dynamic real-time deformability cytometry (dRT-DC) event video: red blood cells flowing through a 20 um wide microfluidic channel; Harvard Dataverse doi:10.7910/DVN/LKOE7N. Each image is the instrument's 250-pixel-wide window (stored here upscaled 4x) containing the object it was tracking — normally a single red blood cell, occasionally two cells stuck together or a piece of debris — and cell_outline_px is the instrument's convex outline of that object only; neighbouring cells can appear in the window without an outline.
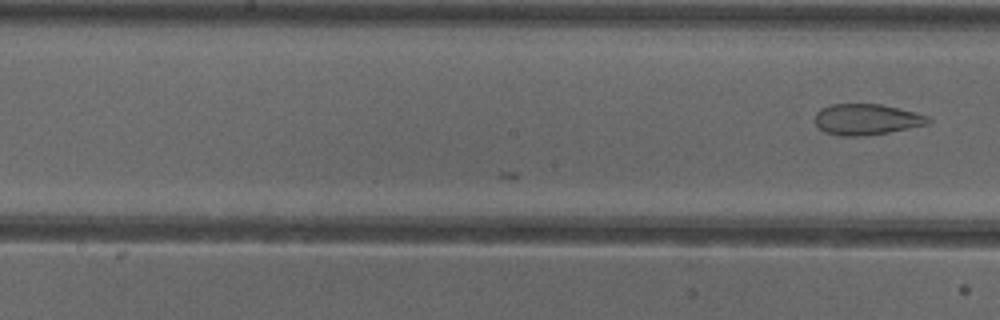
{"species": "common noctule bat (a hibernating species)", "species_latin": "Nyctalus noctula", "temperature_condition": "cold", "stored_images_in_passage": 11, "camera_frame_rate_fps": 3000, "um_per_image_px": 0.085, "animal": {"sex": "female"}, "frame": {"image": 1, "passage_image": 11, "time_ms": 3.333, "image_size_px": [1000, 320], "cell_outline_px": [[932, 120], [928, 124], [888, 132], [864, 136], [840, 136], [824, 132], [816, 128], [816, 112], [820, 108], [828, 104], [880, 104], [916, 112], [928, 116]], "centroid_in_image_um": [73.62, 10.15], "position_along_channel_um": 174.6, "area_um2": 20.58}}